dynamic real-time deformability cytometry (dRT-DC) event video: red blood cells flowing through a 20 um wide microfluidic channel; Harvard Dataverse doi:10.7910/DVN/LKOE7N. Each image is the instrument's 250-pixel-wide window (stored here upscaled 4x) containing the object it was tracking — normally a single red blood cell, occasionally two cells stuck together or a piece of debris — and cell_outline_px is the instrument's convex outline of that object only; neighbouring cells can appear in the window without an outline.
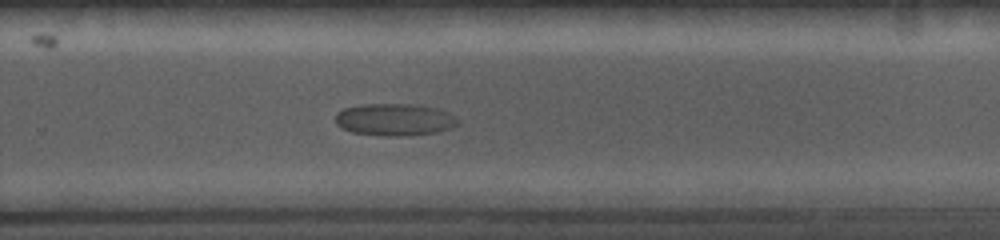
{"species": "common noctule bat (a hibernating species)", "species_latin": "Nyctalus noctula", "temperature_condition": "cold", "stored_images_in_passage": 38, "camera_frame_rate_fps": 5000, "um_per_image_px": 0.085, "animal": {"sex": "female", "body_mass_g": 19.0, "forearm_length_mm": 56.7}, "frame": {"image": 1, "passage_image": 22, "time_ms": 7.0, "image_size_px": [1000, 240], "cell_outline_px": [[460, 124], [452, 128], [436, 132], [400, 136], [384, 136], [352, 132], [340, 128], [336, 124], [336, 112], [344, 108], [360, 104], [416, 104], [436, 108], [448, 112], [460, 120]], "centroid_in_image_um": [33.54, 10.16], "position_along_channel_um": 296.3, "area_um2": 23.18}}
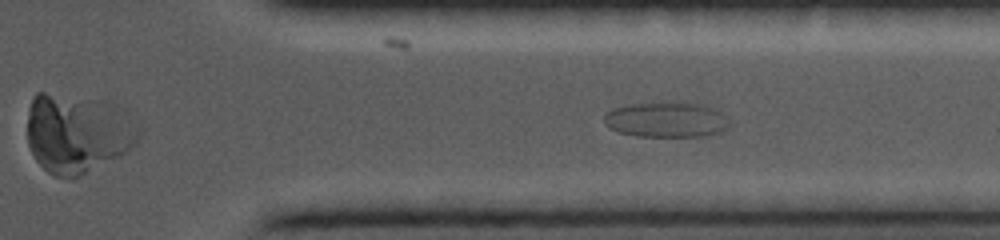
{"frame": {"image": 2, "passage_image": 27, "time_ms": 8.6, "image_size_px": [1000, 240], "cell_outline_px": [[728, 128], [720, 132], [704, 136], [636, 136], [620, 132], [608, 128], [604, 124], [604, 116], [612, 108], [628, 104], [672, 100], [676, 100], [704, 104], [720, 112], [724, 116], [728, 124]], "centroid_in_image_um": [56.6, 10.14], "position_along_channel_um": 354.8, "area_um2": 26.3}}
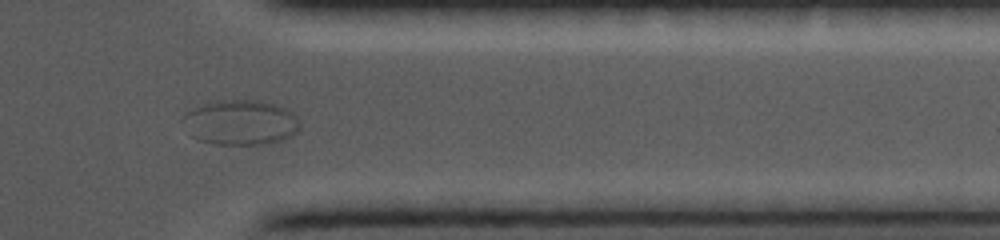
{"frame": {"image": 3, "passage_image": 30, "time_ms": 9.6, "image_size_px": [1000, 240], "cell_outline_px": [[300, 128], [296, 132], [284, 140], [272, 144], [216, 144], [196, 140], [192, 136], [180, 120], [192, 108], [212, 100], [252, 100], [276, 104], [300, 116]], "centroid_in_image_um": [20.46, 10.41], "position_along_channel_um": 390.9, "area_um2": 31.15}}